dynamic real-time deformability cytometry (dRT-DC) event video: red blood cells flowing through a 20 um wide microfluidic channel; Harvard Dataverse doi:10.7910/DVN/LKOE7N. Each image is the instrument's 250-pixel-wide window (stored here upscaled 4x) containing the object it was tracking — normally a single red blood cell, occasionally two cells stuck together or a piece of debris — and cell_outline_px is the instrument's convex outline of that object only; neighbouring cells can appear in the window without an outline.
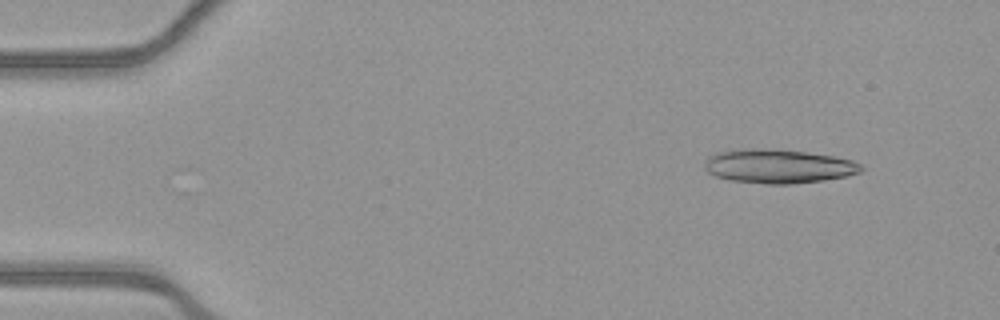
{"species": "common noctule bat (a hibernating species)", "species_latin": "Nyctalus noctula", "temperature_condition": "warm", "stored_images_in_passage": 51, "segment_of_instrument_passage": [1, 2], "camera_frame_rate_fps": 3000, "um_per_image_px": 0.085, "animal": {"sex": "female", "body_mass_g": 21.9}, "frame": {"image": 1, "passage_image": 5, "time_ms": 1.333, "image_size_px": [1000, 320], "cell_outline_px": [[864, 168], [860, 172], [848, 176], [824, 180], [792, 184], [768, 184], [728, 180], [716, 176], [708, 172], [704, 168], [704, 160], [708, 156], [716, 152], [740, 148], [764, 148], [804, 152], [832, 156], [852, 160], [860, 164]], "centroid_in_image_um": [66.11, 14.13], "position_along_channel_um": 18.9, "area_um2": 31.21}}